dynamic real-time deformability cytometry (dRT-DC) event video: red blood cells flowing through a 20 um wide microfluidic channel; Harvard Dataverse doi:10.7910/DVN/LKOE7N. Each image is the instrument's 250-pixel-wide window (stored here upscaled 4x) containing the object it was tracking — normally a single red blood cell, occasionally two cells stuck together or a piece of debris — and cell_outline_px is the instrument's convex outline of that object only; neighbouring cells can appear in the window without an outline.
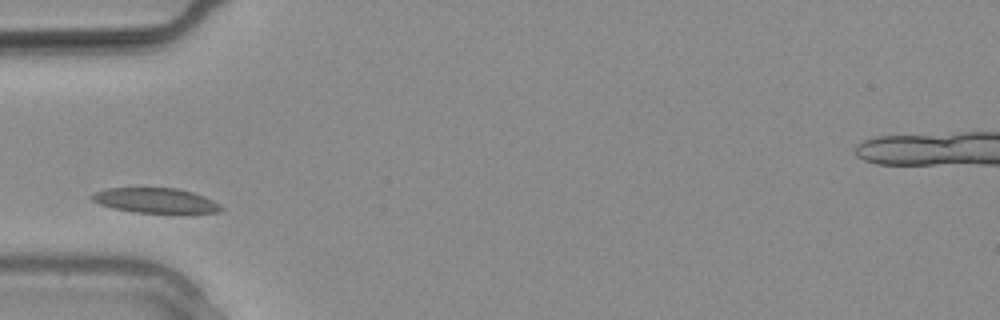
{"species": "common noctule bat (a hibernating species)", "species_latin": "Nyctalus noctula", "temperature_condition": "warm", "stored_images_in_passage": 9, "camera_frame_rate_fps": 3000, "um_per_image_px": 0.085, "animal": {"sex": "male", "body_mass_g": 20.4}, "frame": {"image": 1, "passage_image": 1, "time_ms": 0.0, "image_size_px": [1000, 320], "cell_outline_px": [[224, 208], [220, 212], [132, 212], [112, 208], [100, 204], [92, 200], [88, 196], [96, 192], [108, 188], [176, 188], [192, 192], [204, 196], [220, 204]], "centroid_in_image_um": [13.19, 17.03], "position_along_channel_um": 71.8, "area_um2": 18.55}}